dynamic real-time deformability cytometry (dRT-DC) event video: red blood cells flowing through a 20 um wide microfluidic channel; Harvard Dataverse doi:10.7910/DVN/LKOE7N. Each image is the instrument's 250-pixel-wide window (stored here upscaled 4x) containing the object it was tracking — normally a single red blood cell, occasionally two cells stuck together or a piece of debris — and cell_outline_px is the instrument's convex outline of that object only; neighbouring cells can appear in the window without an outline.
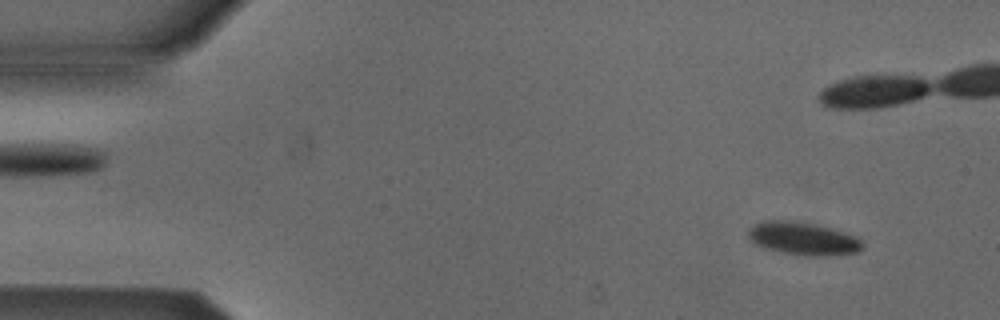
{"species": "Egyptian fruit bat (a non-hibernating species)", "species_latin": "Rousettus aegyptiacus", "temperature_condition": "cold", "stored_images_in_passage": 8, "camera_frame_rate_fps": 3000, "um_per_image_px": 0.085, "animal": {"sex": "male"}, "frame": {"image": 1, "passage_image": 1, "time_ms": 0.0, "image_size_px": [1000, 320], "cell_outline_px": [[864, 248], [860, 252], [828, 256], [804, 256], [780, 252], [764, 248], [748, 240], [748, 228], [764, 220], [796, 220], [816, 224], [832, 228], [856, 236], [864, 244]], "centroid_in_image_um": [68.27, 20.28], "position_along_channel_um": 16.7, "area_um2": 22.43}}